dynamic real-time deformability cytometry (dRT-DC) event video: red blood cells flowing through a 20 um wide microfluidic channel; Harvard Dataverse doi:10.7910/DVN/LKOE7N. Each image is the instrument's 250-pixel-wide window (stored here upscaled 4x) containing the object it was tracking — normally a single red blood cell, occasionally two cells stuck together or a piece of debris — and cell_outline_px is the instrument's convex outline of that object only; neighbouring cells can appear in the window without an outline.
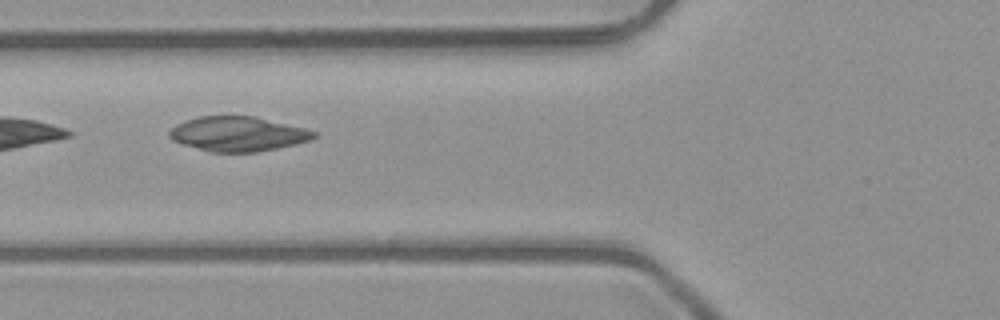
{"species": "common noctule bat (a hibernating species)", "species_latin": "Nyctalus noctula", "temperature_condition": "room temperature", "stored_images_in_passage": 4, "camera_frame_rate_fps": 3000, "um_per_image_px": 0.085, "animal": {"sex": "male", "body_mass_g": 23.1, "forearm_length_mm": 52.7}, "frame": {"image": 1, "passage_image": 2, "time_ms": 0.333, "image_size_px": [1000, 320], "cell_outline_px": [[316, 136], [312, 140], [296, 144], [256, 152], [208, 152], [172, 140], [168, 136], [168, 132], [176, 124], [184, 120], [200, 116], [256, 116], [304, 128], [316, 132]], "centroid_in_image_um": [20.21, 11.38], "position_along_channel_um": 105.6, "area_um2": 29.25}}
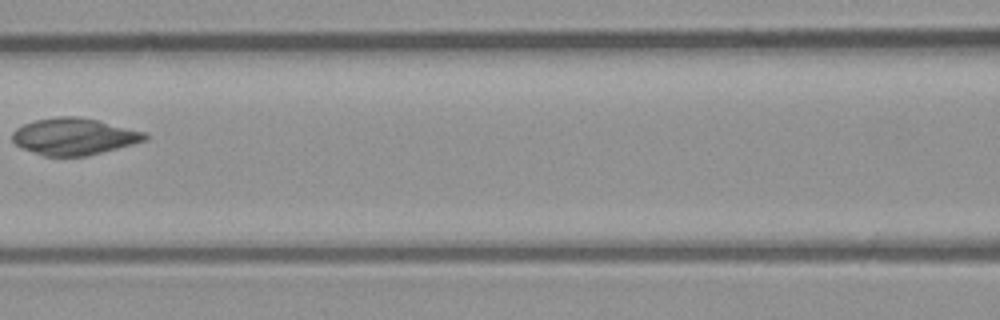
{"frame": {"image": 2, "passage_image": 3, "time_ms": 0.667, "image_size_px": [1000, 320], "cell_outline_px": [[148, 140], [88, 156], [44, 156], [24, 148], [16, 144], [12, 140], [12, 132], [16, 128], [24, 124], [36, 120], [56, 116], [80, 116], [144, 132], [148, 136]], "centroid_in_image_um": [6.29, 11.6], "position_along_channel_um": 160.3, "area_um2": 28.26}}
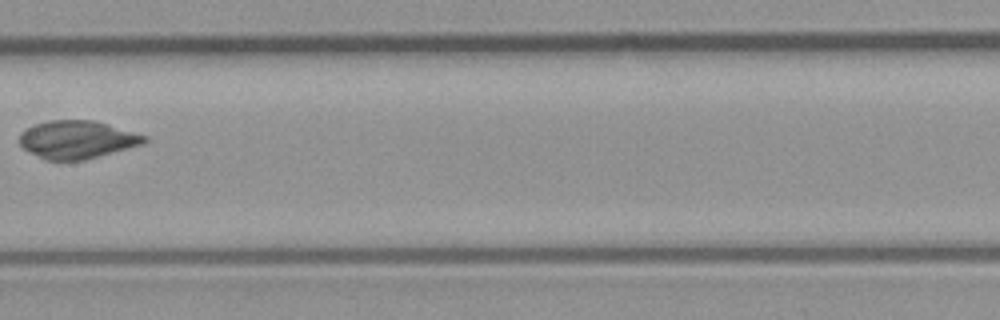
{"frame": {"image": 3, "passage_image": 4, "time_ms": 1.0, "image_size_px": [1000, 320], "cell_outline_px": [[148, 140], [144, 144], [84, 160], [44, 160], [24, 148], [20, 144], [20, 132], [36, 124], [48, 120], [92, 120], [108, 124], [148, 136]], "centroid_in_image_um": [6.58, 11.86], "position_along_channel_um": 200.8, "area_um2": 27.51}}